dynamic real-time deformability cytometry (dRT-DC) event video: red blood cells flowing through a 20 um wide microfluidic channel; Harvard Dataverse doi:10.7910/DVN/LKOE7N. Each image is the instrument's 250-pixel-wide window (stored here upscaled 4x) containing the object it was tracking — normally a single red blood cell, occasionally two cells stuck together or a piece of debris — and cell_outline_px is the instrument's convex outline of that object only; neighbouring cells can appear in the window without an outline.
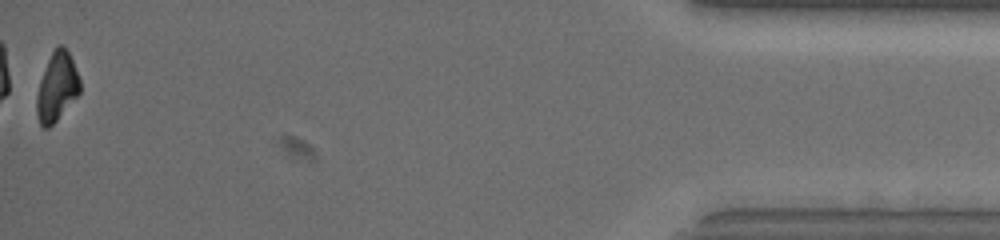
{"species": "common noctule bat (a hibernating species)", "species_latin": "Nyctalus noctula", "temperature_condition": "warm", "stored_images_in_passage": 53, "segment_of_instrument_passage": [2, 2], "camera_frame_rate_fps": 3000, "um_per_image_px": 0.085, "animal": {"sex": "female", "body_mass_g": 19.5, "forearm_length_mm": 54.1}, "frame": {"image": 1, "passage_image": 53, "time_ms": 17.333, "image_size_px": [1000, 240], "cell_outline_px": [[80, 92], [56, 120], [48, 128], [44, 128], [40, 124], [36, 112], [36, 96], [40, 80], [48, 60], [56, 44], [60, 44], [68, 52], [72, 60], [80, 80]], "centroid_in_image_um": [4.82, 7.38], "position_along_channel_um": 430.4, "area_um2": 16.99}}